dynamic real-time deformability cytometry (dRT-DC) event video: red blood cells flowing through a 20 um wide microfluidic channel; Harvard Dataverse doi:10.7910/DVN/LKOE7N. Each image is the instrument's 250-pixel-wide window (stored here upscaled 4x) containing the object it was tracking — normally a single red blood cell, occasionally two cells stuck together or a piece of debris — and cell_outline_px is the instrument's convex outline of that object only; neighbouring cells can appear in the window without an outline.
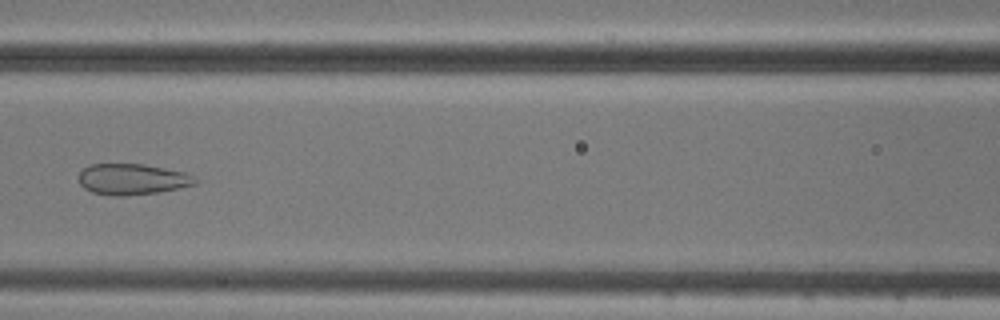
{"species": "common noctule bat (a hibernating species)", "species_latin": "Nyctalus noctula", "temperature_condition": "cold", "stored_images_in_passage": 7, "camera_frame_rate_fps": 3000, "um_per_image_px": 0.085, "animal": {"sex": "male", "body_mass_g": 20.5, "forearm_length_mm": 52.5}, "frame": {"image": 1, "passage_image": 7, "time_ms": 6.667, "image_size_px": [1000, 320], "cell_outline_px": [[196, 184], [180, 188], [156, 192], [124, 196], [112, 196], [92, 192], [84, 188], [80, 184], [76, 176], [88, 164], [144, 164], [184, 172], [192, 176], [196, 180]], "centroid_in_image_um": [11.18, 15.23], "position_along_channel_um": 155.4, "area_um2": 21.04}}